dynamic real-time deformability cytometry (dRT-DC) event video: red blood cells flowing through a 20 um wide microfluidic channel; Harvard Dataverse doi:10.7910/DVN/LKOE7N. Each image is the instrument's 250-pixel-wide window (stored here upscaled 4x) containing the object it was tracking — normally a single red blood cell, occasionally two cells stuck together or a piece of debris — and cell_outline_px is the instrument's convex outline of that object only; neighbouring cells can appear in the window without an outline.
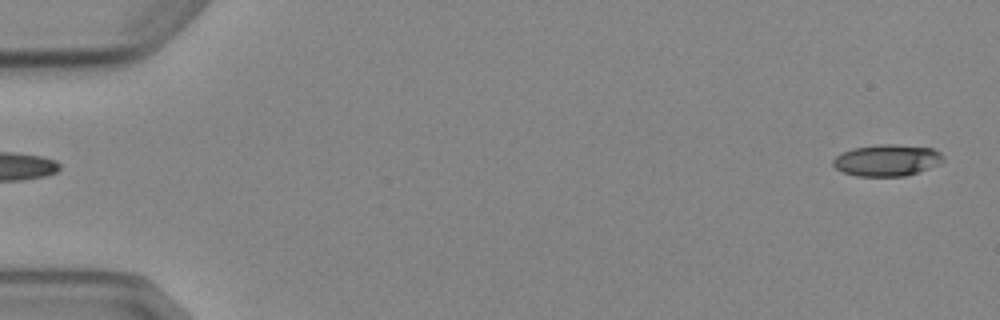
{"species": "Egyptian fruit bat (a non-hibernating species)", "species_latin": "Rousettus aegyptiacus", "temperature_condition": "cold", "stored_images_in_passage": 4, "segment_of_instrument_passage": [2, 2], "camera_frame_rate_fps": 3000, "um_per_image_px": 0.085, "animal": {"sex": "female"}, "frame": {"image": 1, "passage_image": 4, "time_ms": 3.333, "image_size_px": [1000, 320], "cell_outline_px": [[944, 160], [928, 168], [904, 176], [856, 176], [844, 172], [836, 168], [832, 164], [832, 160], [836, 156], [852, 148], [880, 144], [896, 144], [932, 148], [940, 152], [944, 156]], "centroid_in_image_um": [75.37, 13.61], "position_along_channel_um": 9.6, "area_um2": 20.11}}